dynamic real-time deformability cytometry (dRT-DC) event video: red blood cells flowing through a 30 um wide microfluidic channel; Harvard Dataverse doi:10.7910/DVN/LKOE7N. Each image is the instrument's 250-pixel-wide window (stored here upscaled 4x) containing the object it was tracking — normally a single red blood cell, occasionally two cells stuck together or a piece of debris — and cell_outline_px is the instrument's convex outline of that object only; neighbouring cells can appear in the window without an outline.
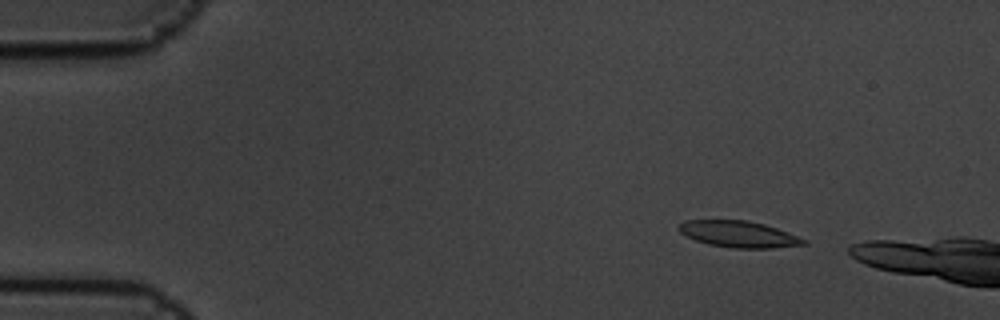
{"species": "common noctule bat (a hibernating species)", "species_latin": "Nyctalus noctula", "temperature_condition": "cold", "stored_images_in_passage": 4, "camera_frame_rate_fps": 3000, "um_per_image_px": 0.085, "animal": {"sex": "male", "body_mass_g": 19.5, "forearm_length_mm": 54.6}, "frame": {"image": 1, "passage_image": 2, "time_ms": 0.333, "image_size_px": [1000, 320], "cell_outline_px": [[808, 244], [772, 248], [732, 248], [708, 244], [696, 240], [680, 232], [676, 228], [684, 220], [748, 220], [764, 224], [788, 232], [808, 240]], "centroid_in_image_um": [62.81, 19.9], "position_along_channel_um": 22.2, "area_um2": 19.25}}